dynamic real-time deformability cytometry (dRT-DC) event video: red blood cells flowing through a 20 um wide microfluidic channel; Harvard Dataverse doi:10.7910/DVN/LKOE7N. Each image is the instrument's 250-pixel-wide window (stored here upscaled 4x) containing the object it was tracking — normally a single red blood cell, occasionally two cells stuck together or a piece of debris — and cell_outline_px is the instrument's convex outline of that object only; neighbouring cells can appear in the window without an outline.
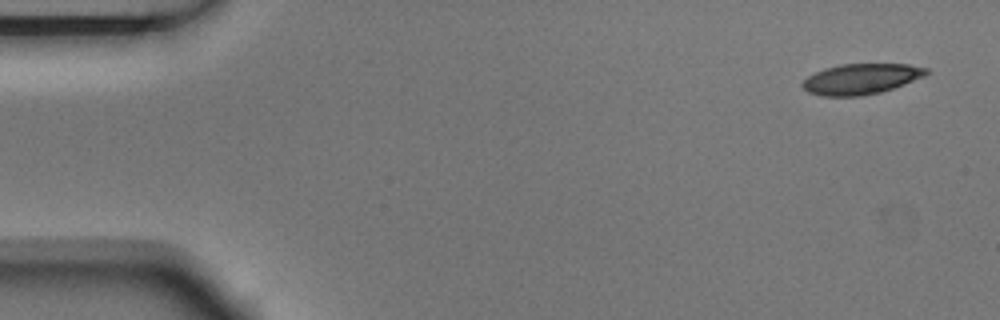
{"species": "Egyptian fruit bat (a non-hibernating species)", "species_latin": "Rousettus aegyptiacus", "temperature_condition": "room temperature", "stored_images_in_passage": 9, "camera_frame_rate_fps": 3000, "um_per_image_px": 0.085, "animal": {"sex": "male"}, "frame": {"image": 1, "passage_image": 1, "time_ms": 0.0, "image_size_px": [1000, 320], "cell_outline_px": [[932, 72], [924, 76], [904, 84], [880, 92], [860, 96], [820, 96], [808, 92], [800, 84], [808, 76], [824, 68], [840, 64], [908, 64], [928, 68]], "centroid_in_image_um": [73.19, 6.7], "position_along_channel_um": 11.8, "area_um2": 22.08}}
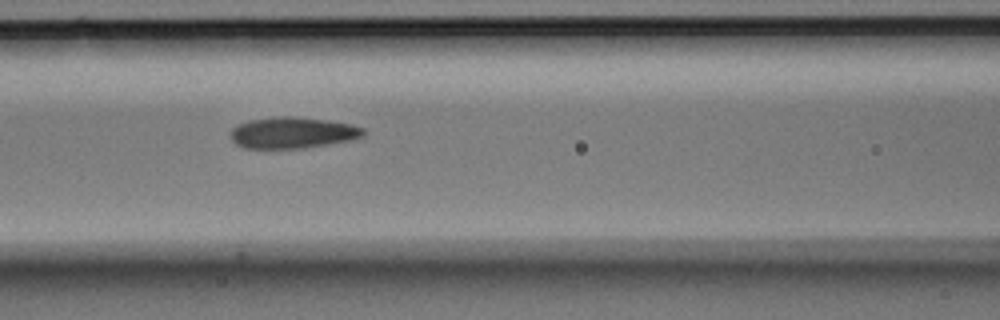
{"frame": {"image": 2, "passage_image": 6, "time_ms": 1.667, "image_size_px": [1000, 320], "cell_outline_px": [[364, 136], [348, 140], [304, 148], [244, 148], [236, 144], [232, 140], [232, 128], [236, 124], [248, 120], [280, 116], [296, 116], [328, 120], [352, 124], [364, 128]], "centroid_in_image_um": [24.86, 11.27], "position_along_channel_um": 141.7, "area_um2": 24.16}}
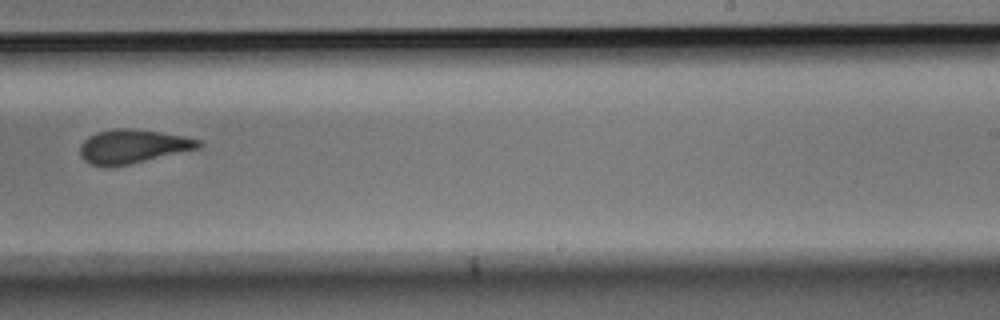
{"frame": {"image": 3, "passage_image": 9, "time_ms": 2.667, "image_size_px": [1000, 320], "cell_outline_px": [[204, 144], [200, 148], [128, 164], [92, 164], [84, 160], [80, 156], [80, 144], [88, 136], [96, 132], [112, 128], [128, 128], [160, 132], [184, 136], [200, 140]], "centroid_in_image_um": [11.3, 12.4], "position_along_channel_um": 277.7, "area_um2": 22.95}}